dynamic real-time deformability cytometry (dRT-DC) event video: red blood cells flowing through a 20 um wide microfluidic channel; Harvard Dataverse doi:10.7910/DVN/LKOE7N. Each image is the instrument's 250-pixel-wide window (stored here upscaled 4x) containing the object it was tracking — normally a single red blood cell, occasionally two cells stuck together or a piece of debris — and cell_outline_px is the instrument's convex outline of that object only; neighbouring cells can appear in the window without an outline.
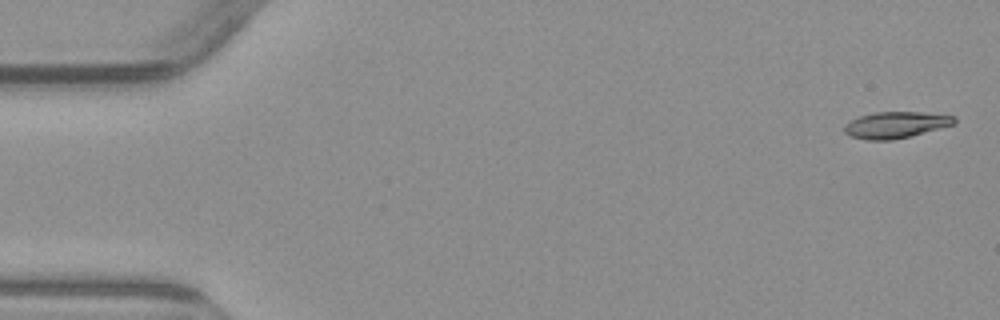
{"species": "common noctule bat (a hibernating species)", "species_latin": "Nyctalus noctula", "temperature_condition": "warm", "stored_images_in_passage": 5, "camera_frame_rate_fps": 3000, "um_per_image_px": 0.085, "animal": {"sex": "male", "body_mass_g": 23.1, "forearm_length_mm": 52.7}, "frame": {"image": 1, "passage_image": 1, "time_ms": 0.0, "image_size_px": [1000, 320], "cell_outline_px": [[956, 124], [912, 136], [892, 140], [868, 140], [848, 136], [844, 132], [844, 124], [860, 116], [876, 112], [920, 112], [956, 116]], "centroid_in_image_um": [76.15, 10.62], "position_along_channel_um": 8.9, "area_um2": 17.05}}
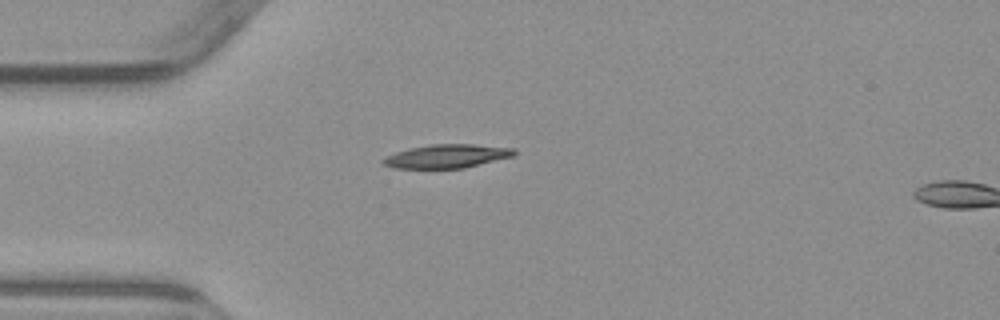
{"frame": {"image": 2, "passage_image": 4, "time_ms": 4.333, "image_size_px": [1000, 320], "cell_outline_px": [[516, 152], [512, 156], [464, 168], [392, 168], [384, 164], [380, 160], [384, 156], [408, 148], [432, 144], [472, 144], [516, 148]], "centroid_in_image_um": [37.94, 13.27], "position_along_channel_um": 47.1, "area_um2": 18.03}}